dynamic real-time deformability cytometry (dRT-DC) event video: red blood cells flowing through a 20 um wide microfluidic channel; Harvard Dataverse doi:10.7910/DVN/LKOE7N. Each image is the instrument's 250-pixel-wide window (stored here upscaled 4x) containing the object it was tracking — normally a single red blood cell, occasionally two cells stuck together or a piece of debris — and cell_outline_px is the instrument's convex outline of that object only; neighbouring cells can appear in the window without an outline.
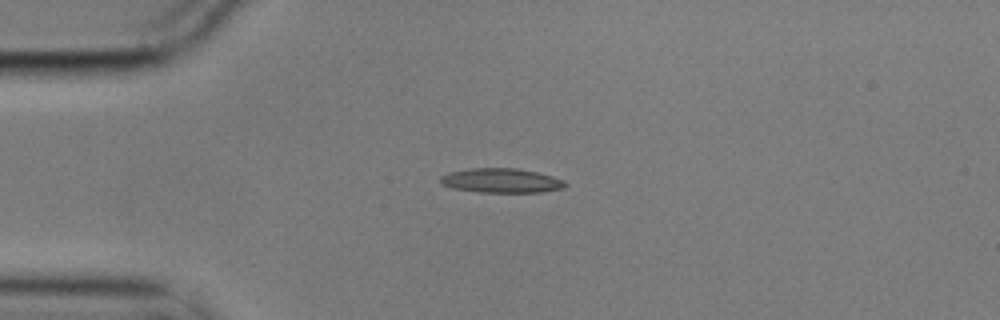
{"species": "common noctule bat (a hibernating species)", "species_latin": "Nyctalus noctula", "temperature_condition": "cold", "stored_images_in_passage": 2, "camera_frame_rate_fps": 3000, "um_per_image_px": 0.085, "animal": {"sex": "male", "body_mass_g": 17.9}, "frame": {"image": 1, "passage_image": 1, "time_ms": 0.0, "image_size_px": [1000, 320], "cell_outline_px": [[568, 184], [564, 188], [544, 192], [480, 192], [452, 188], [440, 184], [440, 176], [448, 172], [472, 168], [516, 168], [536, 172], [552, 176], [564, 180]], "centroid_in_image_um": [42.61, 15.35], "position_along_channel_um": 42.4, "area_um2": 17.86}}